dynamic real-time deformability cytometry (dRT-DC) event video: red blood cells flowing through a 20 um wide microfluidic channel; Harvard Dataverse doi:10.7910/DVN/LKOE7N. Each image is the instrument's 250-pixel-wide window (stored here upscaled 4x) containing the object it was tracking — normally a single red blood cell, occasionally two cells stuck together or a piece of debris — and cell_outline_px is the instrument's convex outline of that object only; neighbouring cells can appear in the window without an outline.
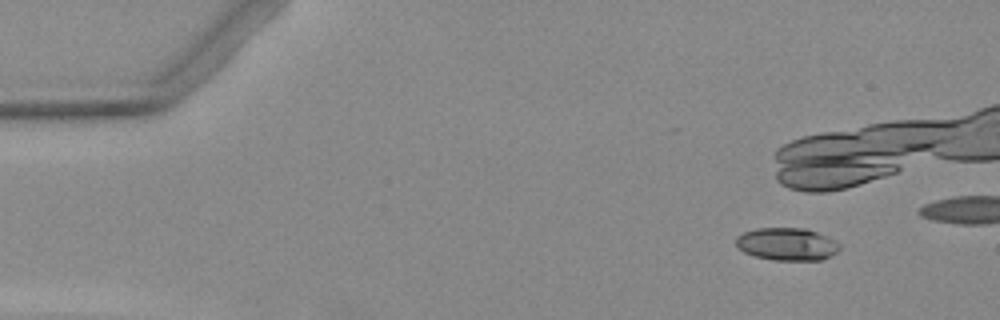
{"species": "Egyptian fruit bat (a non-hibernating species)", "species_latin": "Rousettus aegyptiacus", "temperature_condition": "warm", "stored_images_in_passage": 7, "camera_frame_rate_fps": 3000, "um_per_image_px": 0.085, "animal": {"sex": "female"}, "frame": {"image": 1, "passage_image": 1, "time_ms": 0.0, "image_size_px": [1000, 320], "cell_outline_px": [[840, 248], [832, 256], [820, 260], [772, 260], [756, 256], [744, 252], [736, 244], [736, 236], [744, 232], [756, 228], [804, 228], [816, 232], [836, 240], [840, 244]], "centroid_in_image_um": [66.91, 20.75], "position_along_channel_um": 18.1, "area_um2": 19.71}}
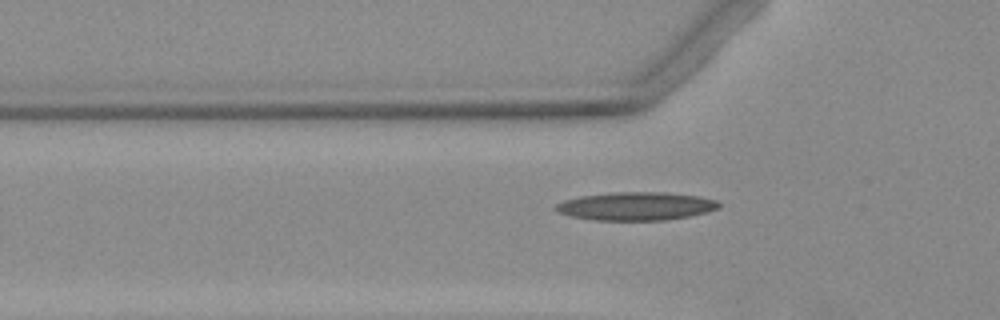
{"frame": {"image": 2, "passage_image": 7, "time_ms": 8.667, "image_size_px": [1000, 320], "cell_outline_px": [[720, 208], [688, 216], [664, 220], [592, 220], [568, 216], [556, 212], [552, 208], [556, 204], [564, 200], [580, 196], [612, 192], [664, 192], [700, 196], [716, 200], [720, 204]], "centroid_in_image_um": [53.99, 17.52], "position_along_channel_um": 71.8, "area_um2": 26.99}}